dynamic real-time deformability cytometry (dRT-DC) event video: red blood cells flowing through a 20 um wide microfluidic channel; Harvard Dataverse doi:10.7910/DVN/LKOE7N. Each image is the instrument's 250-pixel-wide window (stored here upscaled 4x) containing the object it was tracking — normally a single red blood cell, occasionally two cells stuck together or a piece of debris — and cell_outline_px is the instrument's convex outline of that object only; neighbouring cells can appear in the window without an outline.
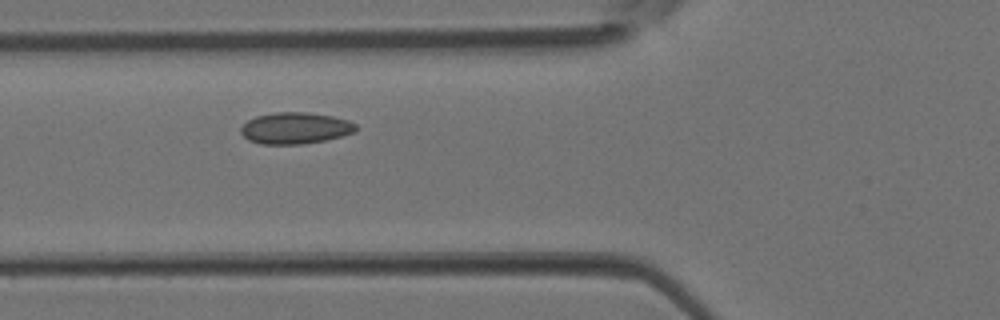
{"species": "Egyptian fruit bat (a non-hibernating species)", "species_latin": "Rousettus aegyptiacus", "temperature_condition": "room temperature", "stored_images_in_passage": 3, "camera_frame_rate_fps": 3000, "um_per_image_px": 0.085, "animal": {"sex": "female"}, "frame": {"image": 1, "passage_image": 3, "time_ms": 0.667, "image_size_px": [1000, 320], "cell_outline_px": [[356, 132], [324, 140], [300, 144], [260, 144], [248, 140], [240, 132], [240, 128], [248, 120], [256, 116], [276, 112], [304, 112], [332, 116], [348, 120], [356, 124]], "centroid_in_image_um": [25.08, 10.89], "position_along_channel_um": 100.7, "area_um2": 20.98}}